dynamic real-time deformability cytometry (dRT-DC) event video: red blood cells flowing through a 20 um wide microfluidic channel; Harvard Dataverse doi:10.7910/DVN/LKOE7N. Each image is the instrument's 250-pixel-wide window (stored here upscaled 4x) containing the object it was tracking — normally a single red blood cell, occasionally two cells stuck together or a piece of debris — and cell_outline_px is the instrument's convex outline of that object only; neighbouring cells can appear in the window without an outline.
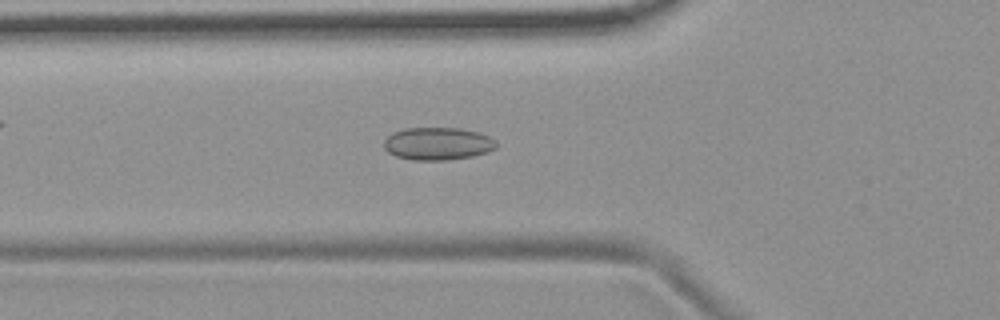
{"species": "common noctule bat (a hibernating species)", "species_latin": "Nyctalus noctula", "temperature_condition": "room temperature", "stored_images_in_passage": 52, "camera_frame_rate_fps": 3000, "um_per_image_px": 0.085, "animal": {"sex": "female", "body_mass_g": 19.9}, "frame": {"image": 1, "passage_image": 17, "time_ms": 5.333, "image_size_px": [1000, 320], "cell_outline_px": [[496, 148], [488, 152], [472, 156], [448, 160], [412, 160], [396, 156], [388, 152], [384, 148], [384, 140], [392, 132], [404, 128], [460, 128], [480, 132], [496, 140]], "centroid_in_image_um": [37.21, 12.21], "position_along_channel_um": 88.6, "area_um2": 21.56}}
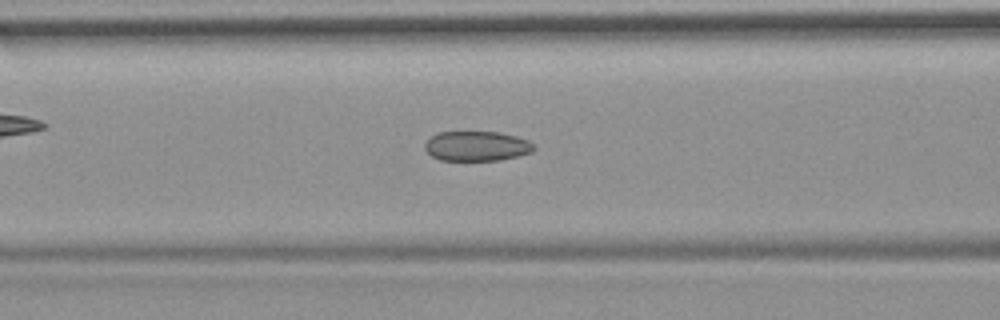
{"frame": {"image": 2, "passage_image": 20, "time_ms": 6.333, "image_size_px": [1000, 320], "cell_outline_px": [[536, 148], [532, 152], [500, 160], [440, 160], [432, 156], [424, 148], [424, 144], [432, 136], [440, 132], [500, 132], [516, 136], [528, 140]], "centroid_in_image_um": [40.53, 12.41], "position_along_channel_um": 126.1, "area_um2": 18.84}}
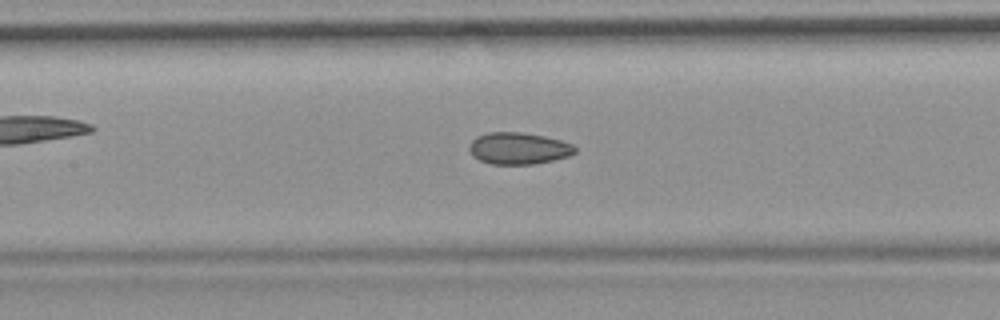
{"frame": {"image": 3, "passage_image": 23, "time_ms": 7.333, "image_size_px": [1000, 320], "cell_outline_px": [[576, 152], [568, 156], [536, 164], [492, 164], [480, 160], [472, 156], [468, 148], [472, 140], [476, 136], [488, 132], [520, 132], [544, 136], [560, 140], [572, 144], [576, 148]], "centroid_in_image_um": [44.05, 12.61], "position_along_channel_um": 163.3, "area_um2": 19.59}, "authors_computed_cell_mechanics": {"area_um2": 20.0566, "velocity_mm_per_s": 3.7168, "shape_relaxation_time_tau1_ms": null, "shape_relaxation_time_tau2_ms": 3.5547, "deformation_change_tau1": null, "deformation_change_tau2": 0.0907}}